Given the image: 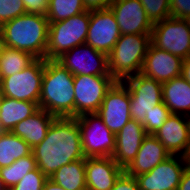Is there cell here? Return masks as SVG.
<instances>
[{
	"mask_svg": "<svg viewBox=\"0 0 190 190\" xmlns=\"http://www.w3.org/2000/svg\"><path fill=\"white\" fill-rule=\"evenodd\" d=\"M32 153L37 167L48 178L63 165L85 159L76 118L56 117L45 139L32 148Z\"/></svg>",
	"mask_w": 190,
	"mask_h": 190,
	"instance_id": "6da1fadb",
	"label": "cell"
},
{
	"mask_svg": "<svg viewBox=\"0 0 190 190\" xmlns=\"http://www.w3.org/2000/svg\"><path fill=\"white\" fill-rule=\"evenodd\" d=\"M74 75L56 60L45 59L39 108L55 117H75Z\"/></svg>",
	"mask_w": 190,
	"mask_h": 190,
	"instance_id": "7a4b0ae2",
	"label": "cell"
},
{
	"mask_svg": "<svg viewBox=\"0 0 190 190\" xmlns=\"http://www.w3.org/2000/svg\"><path fill=\"white\" fill-rule=\"evenodd\" d=\"M4 46L46 59L49 20L45 15L24 14L0 26Z\"/></svg>",
	"mask_w": 190,
	"mask_h": 190,
	"instance_id": "3957f363",
	"label": "cell"
},
{
	"mask_svg": "<svg viewBox=\"0 0 190 190\" xmlns=\"http://www.w3.org/2000/svg\"><path fill=\"white\" fill-rule=\"evenodd\" d=\"M151 34L121 35L108 55L109 74L116 80L141 72Z\"/></svg>",
	"mask_w": 190,
	"mask_h": 190,
	"instance_id": "277c9868",
	"label": "cell"
},
{
	"mask_svg": "<svg viewBox=\"0 0 190 190\" xmlns=\"http://www.w3.org/2000/svg\"><path fill=\"white\" fill-rule=\"evenodd\" d=\"M90 11L49 23L46 59L56 60L75 46L84 44L88 35Z\"/></svg>",
	"mask_w": 190,
	"mask_h": 190,
	"instance_id": "5b68a950",
	"label": "cell"
},
{
	"mask_svg": "<svg viewBox=\"0 0 190 190\" xmlns=\"http://www.w3.org/2000/svg\"><path fill=\"white\" fill-rule=\"evenodd\" d=\"M80 128L82 151L85 158L112 157L116 138L97 113L75 117Z\"/></svg>",
	"mask_w": 190,
	"mask_h": 190,
	"instance_id": "8992f818",
	"label": "cell"
},
{
	"mask_svg": "<svg viewBox=\"0 0 190 190\" xmlns=\"http://www.w3.org/2000/svg\"><path fill=\"white\" fill-rule=\"evenodd\" d=\"M130 94L131 118L143 123L146 113L162 102V83L141 73L122 80Z\"/></svg>",
	"mask_w": 190,
	"mask_h": 190,
	"instance_id": "52a82bcc",
	"label": "cell"
},
{
	"mask_svg": "<svg viewBox=\"0 0 190 190\" xmlns=\"http://www.w3.org/2000/svg\"><path fill=\"white\" fill-rule=\"evenodd\" d=\"M151 43L182 59L190 57V27L183 19L169 17L154 23Z\"/></svg>",
	"mask_w": 190,
	"mask_h": 190,
	"instance_id": "ba28073f",
	"label": "cell"
},
{
	"mask_svg": "<svg viewBox=\"0 0 190 190\" xmlns=\"http://www.w3.org/2000/svg\"><path fill=\"white\" fill-rule=\"evenodd\" d=\"M45 59H36L22 71L3 77V96L39 104Z\"/></svg>",
	"mask_w": 190,
	"mask_h": 190,
	"instance_id": "9c48e42d",
	"label": "cell"
},
{
	"mask_svg": "<svg viewBox=\"0 0 190 190\" xmlns=\"http://www.w3.org/2000/svg\"><path fill=\"white\" fill-rule=\"evenodd\" d=\"M115 82L112 76H74L75 117L97 113L107 91Z\"/></svg>",
	"mask_w": 190,
	"mask_h": 190,
	"instance_id": "30bf717a",
	"label": "cell"
},
{
	"mask_svg": "<svg viewBox=\"0 0 190 190\" xmlns=\"http://www.w3.org/2000/svg\"><path fill=\"white\" fill-rule=\"evenodd\" d=\"M56 61L74 76H111L108 68V56L86 43L63 53Z\"/></svg>",
	"mask_w": 190,
	"mask_h": 190,
	"instance_id": "8fae6325",
	"label": "cell"
},
{
	"mask_svg": "<svg viewBox=\"0 0 190 190\" xmlns=\"http://www.w3.org/2000/svg\"><path fill=\"white\" fill-rule=\"evenodd\" d=\"M97 114L115 135L132 119L129 90L122 81H116L107 91Z\"/></svg>",
	"mask_w": 190,
	"mask_h": 190,
	"instance_id": "7c38bea8",
	"label": "cell"
},
{
	"mask_svg": "<svg viewBox=\"0 0 190 190\" xmlns=\"http://www.w3.org/2000/svg\"><path fill=\"white\" fill-rule=\"evenodd\" d=\"M179 156L171 155L148 173L135 176L139 189L177 190L182 174L188 165L187 157Z\"/></svg>",
	"mask_w": 190,
	"mask_h": 190,
	"instance_id": "4fadbf2b",
	"label": "cell"
},
{
	"mask_svg": "<svg viewBox=\"0 0 190 190\" xmlns=\"http://www.w3.org/2000/svg\"><path fill=\"white\" fill-rule=\"evenodd\" d=\"M120 36L118 23L110 8L90 10L86 44L108 56Z\"/></svg>",
	"mask_w": 190,
	"mask_h": 190,
	"instance_id": "5bb4252c",
	"label": "cell"
},
{
	"mask_svg": "<svg viewBox=\"0 0 190 190\" xmlns=\"http://www.w3.org/2000/svg\"><path fill=\"white\" fill-rule=\"evenodd\" d=\"M121 35L151 34L153 23L140 0H114L110 7Z\"/></svg>",
	"mask_w": 190,
	"mask_h": 190,
	"instance_id": "9a60e30c",
	"label": "cell"
},
{
	"mask_svg": "<svg viewBox=\"0 0 190 190\" xmlns=\"http://www.w3.org/2000/svg\"><path fill=\"white\" fill-rule=\"evenodd\" d=\"M182 62V58L155 47L151 43L140 73L148 78L164 83L180 76Z\"/></svg>",
	"mask_w": 190,
	"mask_h": 190,
	"instance_id": "2e32d148",
	"label": "cell"
},
{
	"mask_svg": "<svg viewBox=\"0 0 190 190\" xmlns=\"http://www.w3.org/2000/svg\"><path fill=\"white\" fill-rule=\"evenodd\" d=\"M171 114L153 135L161 142L170 155L188 157L190 153L189 125L187 116Z\"/></svg>",
	"mask_w": 190,
	"mask_h": 190,
	"instance_id": "e0dca14e",
	"label": "cell"
},
{
	"mask_svg": "<svg viewBox=\"0 0 190 190\" xmlns=\"http://www.w3.org/2000/svg\"><path fill=\"white\" fill-rule=\"evenodd\" d=\"M147 135L143 124L131 119L115 135V151L113 160L125 169L136 157L144 137Z\"/></svg>",
	"mask_w": 190,
	"mask_h": 190,
	"instance_id": "ac0fdd59",
	"label": "cell"
},
{
	"mask_svg": "<svg viewBox=\"0 0 190 190\" xmlns=\"http://www.w3.org/2000/svg\"><path fill=\"white\" fill-rule=\"evenodd\" d=\"M123 172L112 157L85 158L87 190H111Z\"/></svg>",
	"mask_w": 190,
	"mask_h": 190,
	"instance_id": "d6986e66",
	"label": "cell"
},
{
	"mask_svg": "<svg viewBox=\"0 0 190 190\" xmlns=\"http://www.w3.org/2000/svg\"><path fill=\"white\" fill-rule=\"evenodd\" d=\"M170 156V153L153 134H147L136 157L124 169V172L132 177L148 173Z\"/></svg>",
	"mask_w": 190,
	"mask_h": 190,
	"instance_id": "ffe728a7",
	"label": "cell"
},
{
	"mask_svg": "<svg viewBox=\"0 0 190 190\" xmlns=\"http://www.w3.org/2000/svg\"><path fill=\"white\" fill-rule=\"evenodd\" d=\"M55 118L52 114L39 108L34 114L17 123L11 132L34 148L45 139L48 128Z\"/></svg>",
	"mask_w": 190,
	"mask_h": 190,
	"instance_id": "44dd1931",
	"label": "cell"
},
{
	"mask_svg": "<svg viewBox=\"0 0 190 190\" xmlns=\"http://www.w3.org/2000/svg\"><path fill=\"white\" fill-rule=\"evenodd\" d=\"M162 101L171 114L190 115V84L181 75L162 83Z\"/></svg>",
	"mask_w": 190,
	"mask_h": 190,
	"instance_id": "7402d4cb",
	"label": "cell"
},
{
	"mask_svg": "<svg viewBox=\"0 0 190 190\" xmlns=\"http://www.w3.org/2000/svg\"><path fill=\"white\" fill-rule=\"evenodd\" d=\"M39 104L31 101L16 100L3 96L0 103V124L11 132L15 125L34 114Z\"/></svg>",
	"mask_w": 190,
	"mask_h": 190,
	"instance_id": "603a6c76",
	"label": "cell"
},
{
	"mask_svg": "<svg viewBox=\"0 0 190 190\" xmlns=\"http://www.w3.org/2000/svg\"><path fill=\"white\" fill-rule=\"evenodd\" d=\"M49 179L66 190H87L85 159L63 165Z\"/></svg>",
	"mask_w": 190,
	"mask_h": 190,
	"instance_id": "cb8c5ba5",
	"label": "cell"
},
{
	"mask_svg": "<svg viewBox=\"0 0 190 190\" xmlns=\"http://www.w3.org/2000/svg\"><path fill=\"white\" fill-rule=\"evenodd\" d=\"M31 153L29 144L12 132H5L0 136V168L7 167Z\"/></svg>",
	"mask_w": 190,
	"mask_h": 190,
	"instance_id": "d4e9b609",
	"label": "cell"
},
{
	"mask_svg": "<svg viewBox=\"0 0 190 190\" xmlns=\"http://www.w3.org/2000/svg\"><path fill=\"white\" fill-rule=\"evenodd\" d=\"M37 58L31 53L4 46L0 55L3 77L14 75L31 65Z\"/></svg>",
	"mask_w": 190,
	"mask_h": 190,
	"instance_id": "484cf974",
	"label": "cell"
},
{
	"mask_svg": "<svg viewBox=\"0 0 190 190\" xmlns=\"http://www.w3.org/2000/svg\"><path fill=\"white\" fill-rule=\"evenodd\" d=\"M37 167L33 153L17 159L13 164L0 168V178L6 189L16 185L31 170Z\"/></svg>",
	"mask_w": 190,
	"mask_h": 190,
	"instance_id": "4316f807",
	"label": "cell"
},
{
	"mask_svg": "<svg viewBox=\"0 0 190 190\" xmlns=\"http://www.w3.org/2000/svg\"><path fill=\"white\" fill-rule=\"evenodd\" d=\"M87 11L83 0H49L46 14L49 23H54Z\"/></svg>",
	"mask_w": 190,
	"mask_h": 190,
	"instance_id": "83f0119b",
	"label": "cell"
},
{
	"mask_svg": "<svg viewBox=\"0 0 190 190\" xmlns=\"http://www.w3.org/2000/svg\"><path fill=\"white\" fill-rule=\"evenodd\" d=\"M171 115L170 110L165 106L163 101L156 105L151 111L146 113L145 121L142 123L147 134H154L164 124Z\"/></svg>",
	"mask_w": 190,
	"mask_h": 190,
	"instance_id": "f1b7e54d",
	"label": "cell"
},
{
	"mask_svg": "<svg viewBox=\"0 0 190 190\" xmlns=\"http://www.w3.org/2000/svg\"><path fill=\"white\" fill-rule=\"evenodd\" d=\"M140 3L153 24L171 17L170 0H140Z\"/></svg>",
	"mask_w": 190,
	"mask_h": 190,
	"instance_id": "f546056e",
	"label": "cell"
},
{
	"mask_svg": "<svg viewBox=\"0 0 190 190\" xmlns=\"http://www.w3.org/2000/svg\"><path fill=\"white\" fill-rule=\"evenodd\" d=\"M48 177L36 167L9 190H42Z\"/></svg>",
	"mask_w": 190,
	"mask_h": 190,
	"instance_id": "4dcf8cb0",
	"label": "cell"
},
{
	"mask_svg": "<svg viewBox=\"0 0 190 190\" xmlns=\"http://www.w3.org/2000/svg\"><path fill=\"white\" fill-rule=\"evenodd\" d=\"M24 14L26 9L22 0H0V26Z\"/></svg>",
	"mask_w": 190,
	"mask_h": 190,
	"instance_id": "1f68e13d",
	"label": "cell"
},
{
	"mask_svg": "<svg viewBox=\"0 0 190 190\" xmlns=\"http://www.w3.org/2000/svg\"><path fill=\"white\" fill-rule=\"evenodd\" d=\"M171 17L183 19L190 14V0H170Z\"/></svg>",
	"mask_w": 190,
	"mask_h": 190,
	"instance_id": "d6a6232c",
	"label": "cell"
},
{
	"mask_svg": "<svg viewBox=\"0 0 190 190\" xmlns=\"http://www.w3.org/2000/svg\"><path fill=\"white\" fill-rule=\"evenodd\" d=\"M28 14H47L49 8V0H22Z\"/></svg>",
	"mask_w": 190,
	"mask_h": 190,
	"instance_id": "836d02e7",
	"label": "cell"
},
{
	"mask_svg": "<svg viewBox=\"0 0 190 190\" xmlns=\"http://www.w3.org/2000/svg\"><path fill=\"white\" fill-rule=\"evenodd\" d=\"M111 190H140L135 177L127 175L123 172L115 181Z\"/></svg>",
	"mask_w": 190,
	"mask_h": 190,
	"instance_id": "e575fe53",
	"label": "cell"
},
{
	"mask_svg": "<svg viewBox=\"0 0 190 190\" xmlns=\"http://www.w3.org/2000/svg\"><path fill=\"white\" fill-rule=\"evenodd\" d=\"M114 0H83L86 10H99L109 8Z\"/></svg>",
	"mask_w": 190,
	"mask_h": 190,
	"instance_id": "d590c367",
	"label": "cell"
},
{
	"mask_svg": "<svg viewBox=\"0 0 190 190\" xmlns=\"http://www.w3.org/2000/svg\"><path fill=\"white\" fill-rule=\"evenodd\" d=\"M177 190H190V165L188 164L182 174Z\"/></svg>",
	"mask_w": 190,
	"mask_h": 190,
	"instance_id": "8d00e7d4",
	"label": "cell"
},
{
	"mask_svg": "<svg viewBox=\"0 0 190 190\" xmlns=\"http://www.w3.org/2000/svg\"><path fill=\"white\" fill-rule=\"evenodd\" d=\"M180 75L190 84V57L183 59Z\"/></svg>",
	"mask_w": 190,
	"mask_h": 190,
	"instance_id": "74e56055",
	"label": "cell"
},
{
	"mask_svg": "<svg viewBox=\"0 0 190 190\" xmlns=\"http://www.w3.org/2000/svg\"><path fill=\"white\" fill-rule=\"evenodd\" d=\"M42 190H66V189L57 185L51 179L48 178Z\"/></svg>",
	"mask_w": 190,
	"mask_h": 190,
	"instance_id": "f35d334b",
	"label": "cell"
},
{
	"mask_svg": "<svg viewBox=\"0 0 190 190\" xmlns=\"http://www.w3.org/2000/svg\"><path fill=\"white\" fill-rule=\"evenodd\" d=\"M3 47H4V42H3L1 30H0V55H1V51H2Z\"/></svg>",
	"mask_w": 190,
	"mask_h": 190,
	"instance_id": "ab89813d",
	"label": "cell"
},
{
	"mask_svg": "<svg viewBox=\"0 0 190 190\" xmlns=\"http://www.w3.org/2000/svg\"><path fill=\"white\" fill-rule=\"evenodd\" d=\"M183 20L188 24V26L190 27V14L187 15L185 18H183Z\"/></svg>",
	"mask_w": 190,
	"mask_h": 190,
	"instance_id": "60d3db41",
	"label": "cell"
},
{
	"mask_svg": "<svg viewBox=\"0 0 190 190\" xmlns=\"http://www.w3.org/2000/svg\"><path fill=\"white\" fill-rule=\"evenodd\" d=\"M0 190H7L6 187L3 184V181L0 178Z\"/></svg>",
	"mask_w": 190,
	"mask_h": 190,
	"instance_id": "b9f144b4",
	"label": "cell"
},
{
	"mask_svg": "<svg viewBox=\"0 0 190 190\" xmlns=\"http://www.w3.org/2000/svg\"><path fill=\"white\" fill-rule=\"evenodd\" d=\"M5 132H6V130L0 124V136H2Z\"/></svg>",
	"mask_w": 190,
	"mask_h": 190,
	"instance_id": "7bdbcfd3",
	"label": "cell"
},
{
	"mask_svg": "<svg viewBox=\"0 0 190 190\" xmlns=\"http://www.w3.org/2000/svg\"><path fill=\"white\" fill-rule=\"evenodd\" d=\"M2 98H3V91H2V86H0V103H1Z\"/></svg>",
	"mask_w": 190,
	"mask_h": 190,
	"instance_id": "ee69618b",
	"label": "cell"
},
{
	"mask_svg": "<svg viewBox=\"0 0 190 190\" xmlns=\"http://www.w3.org/2000/svg\"><path fill=\"white\" fill-rule=\"evenodd\" d=\"M2 81H3V76H2V73H1V69H0V86H2Z\"/></svg>",
	"mask_w": 190,
	"mask_h": 190,
	"instance_id": "f6af8a7d",
	"label": "cell"
},
{
	"mask_svg": "<svg viewBox=\"0 0 190 190\" xmlns=\"http://www.w3.org/2000/svg\"><path fill=\"white\" fill-rule=\"evenodd\" d=\"M188 120V125H189V140H190V115H189V118H187Z\"/></svg>",
	"mask_w": 190,
	"mask_h": 190,
	"instance_id": "bcb514c9",
	"label": "cell"
},
{
	"mask_svg": "<svg viewBox=\"0 0 190 190\" xmlns=\"http://www.w3.org/2000/svg\"><path fill=\"white\" fill-rule=\"evenodd\" d=\"M187 159H188V164L190 165V153H189Z\"/></svg>",
	"mask_w": 190,
	"mask_h": 190,
	"instance_id": "7dc6e473",
	"label": "cell"
}]
</instances>
